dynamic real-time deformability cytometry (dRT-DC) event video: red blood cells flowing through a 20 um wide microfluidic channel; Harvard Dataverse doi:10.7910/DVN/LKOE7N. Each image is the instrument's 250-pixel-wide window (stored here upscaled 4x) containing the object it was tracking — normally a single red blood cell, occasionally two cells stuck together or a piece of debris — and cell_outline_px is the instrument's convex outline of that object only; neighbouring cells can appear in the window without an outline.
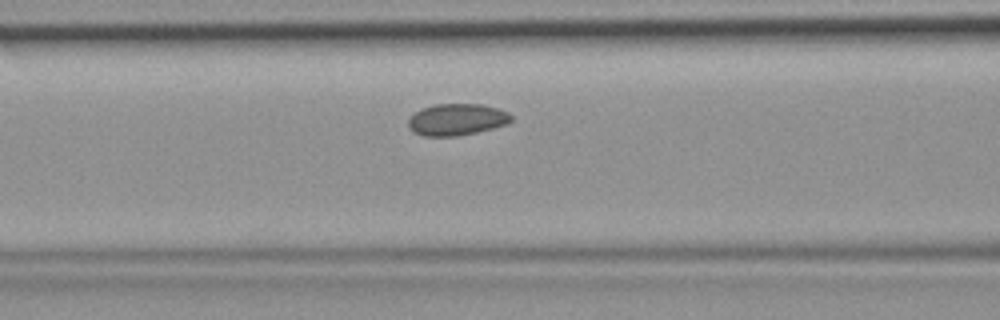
{"species": "common noctule bat (a hibernating species)", "species_latin": "Nyctalus noctula", "temperature_condition": "room temperature", "stored_images_in_passage": 40, "camera_frame_rate_fps": 3000, "um_per_image_px": 0.085, "animal": {"sex": "female", "body_mass_g": 19.9}, "frame": {"image": 1, "passage_image": 12, "time_ms": 3.667, "image_size_px": [1000, 320], "cell_outline_px": [[512, 120], [508, 124], [476, 132], [456, 136], [424, 136], [412, 132], [408, 128], [408, 120], [420, 108], [436, 104], [480, 104], [496, 108], [508, 112], [512, 116]], "centroid_in_image_um": [38.81, 10.16], "position_along_channel_um": 127.8, "area_um2": 19.02}}
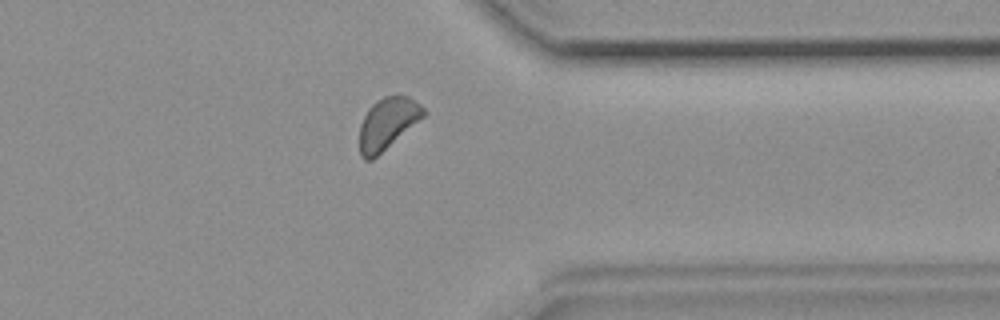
{"frame": {"image": 2, "passage_image": 30, "time_ms": 9.667, "image_size_px": [1000, 320], "cell_outline_px": [[428, 112], [424, 116], [372, 160], [364, 160], [360, 156], [360, 124], [368, 108], [376, 100], [384, 96], [408, 96], [420, 104]], "centroid_in_image_um": [32.92, 10.49], "position_along_channel_um": 378.5, "area_um2": 19.02}}
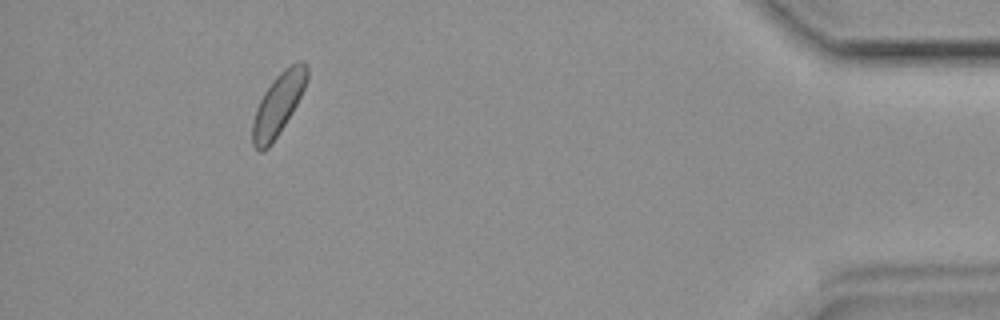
{"frame": {"image": 3, "passage_image": 36, "time_ms": 11.667, "image_size_px": [1000, 320], "cell_outline_px": [[308, 80], [292, 112], [268, 148], [260, 152], [252, 144], [252, 120], [256, 108], [264, 92], [276, 76], [284, 68], [296, 60], [304, 60], [308, 64]], "centroid_in_image_um": [23.65, 8.81], "position_along_channel_um": 411.5, "area_um2": 19.54}}